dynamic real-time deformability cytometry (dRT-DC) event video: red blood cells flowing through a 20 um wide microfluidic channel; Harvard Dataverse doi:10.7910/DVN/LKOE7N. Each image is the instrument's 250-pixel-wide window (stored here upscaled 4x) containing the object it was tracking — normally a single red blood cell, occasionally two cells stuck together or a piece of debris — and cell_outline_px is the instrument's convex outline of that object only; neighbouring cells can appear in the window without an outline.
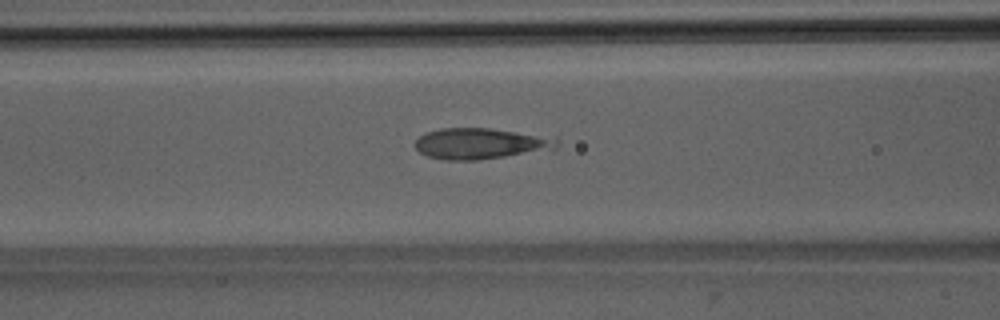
{"species": "Egyptian fruit bat (a non-hibernating species)", "species_latin": "Rousettus aegyptiacus", "temperature_condition": "room temperature", "stored_images_in_passage": 53, "camera_frame_rate_fps": 3000, "um_per_image_px": 0.085, "animal": {"sex": "male"}, "frame": {"image": 1, "passage_image": 22, "time_ms": 7.0, "image_size_px": [1000, 320], "cell_outline_px": [[560, 140], [556, 148], [552, 152], [476, 160], [448, 160], [428, 156], [420, 152], [412, 144], [420, 136], [428, 132], [440, 128], [488, 128]], "centroid_in_image_um": [40.87, 12.24], "position_along_channel_um": 125.7, "area_um2": 25.61}}
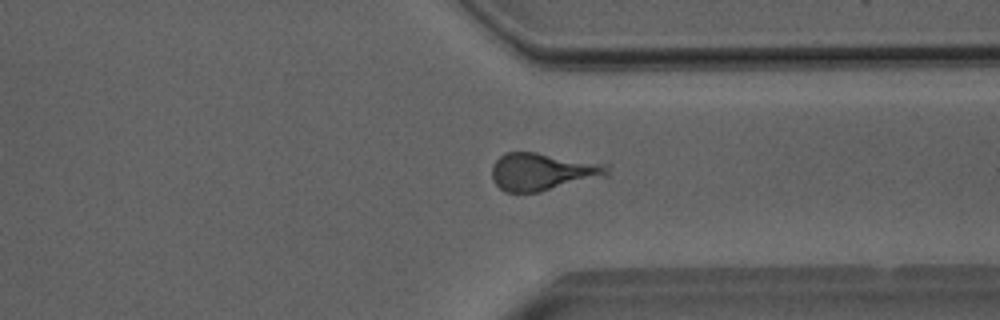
{"frame": {"image": 2, "passage_image": 40, "time_ms": 13.0, "image_size_px": [1000, 320], "cell_outline_px": [[608, 176], [540, 192], [504, 192], [496, 184], [492, 176], [492, 164], [504, 152], [536, 152], [608, 164]], "centroid_in_image_um": [46.13, 14.59], "position_along_channel_um": 365.3, "area_um2": 25.37}}
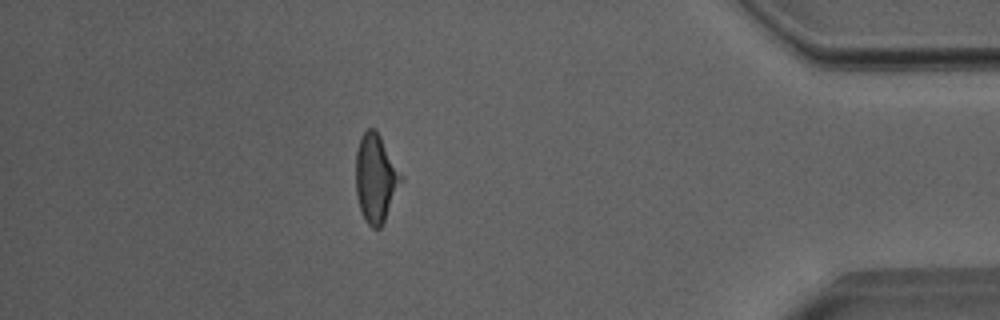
{"frame": {"image": 3, "passage_image": 46, "time_ms": 15.0, "image_size_px": [1000, 320], "cell_outline_px": [[404, 180], [380, 228], [372, 228], [364, 220], [356, 196], [356, 152], [360, 136], [368, 128], [372, 128], [380, 136], [404, 176]], "centroid_in_image_um": [31.95, 15.16], "position_along_channel_um": 403.3, "area_um2": 23.35}}